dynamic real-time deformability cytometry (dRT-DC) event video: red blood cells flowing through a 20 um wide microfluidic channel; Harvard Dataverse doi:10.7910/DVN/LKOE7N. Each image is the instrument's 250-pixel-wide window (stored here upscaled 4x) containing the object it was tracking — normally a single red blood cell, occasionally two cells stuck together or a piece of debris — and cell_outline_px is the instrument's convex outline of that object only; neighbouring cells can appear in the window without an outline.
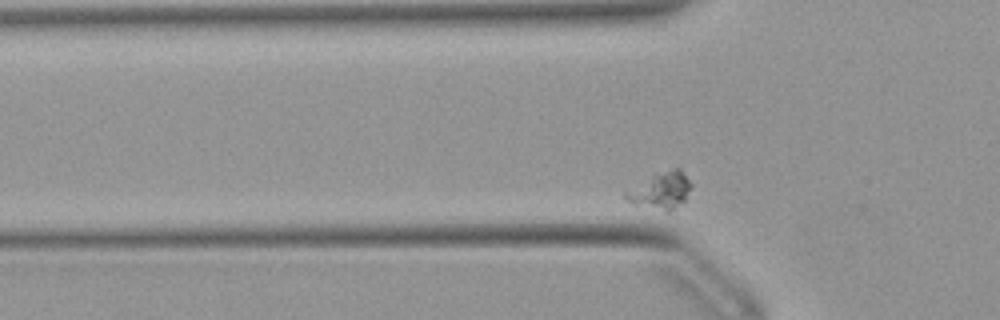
{"species": "Egyptian fruit bat (a non-hibernating species)", "species_latin": "Rousettus aegyptiacus", "temperature_condition": "warm", "stored_images_in_passage": 19, "camera_frame_rate_fps": 3000, "um_per_image_px": 0.085, "animal": {"sex": "female"}, "frame": {"image": 1, "passage_image": 5, "time_ms": 1.333, "image_size_px": [1000, 320], "cell_outline_px": [[692, 188], [684, 200], [668, 212], [632, 204], [624, 200], [624, 192], [652, 176], [672, 168], [680, 168], [692, 184]], "centroid_in_image_um": [56.16, 16.21], "position_along_channel_um": 69.6, "area_um2": 13.76}}
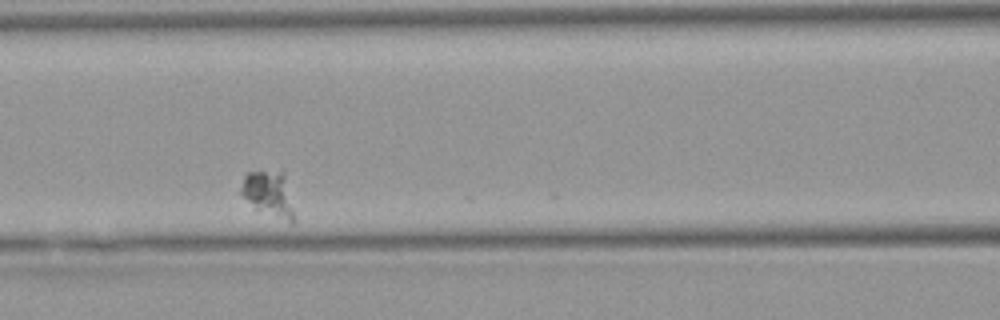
{"frame": {"image": 2, "passage_image": 12, "time_ms": 3.667, "image_size_px": [1000, 320], "cell_outline_px": [[292, 224], [288, 224], [256, 208], [240, 192], [240, 188], [244, 172], [284, 172], [292, 212]], "centroid_in_image_um": [22.8, 16.48], "position_along_channel_um": 143.8, "area_um2": 13.53}}
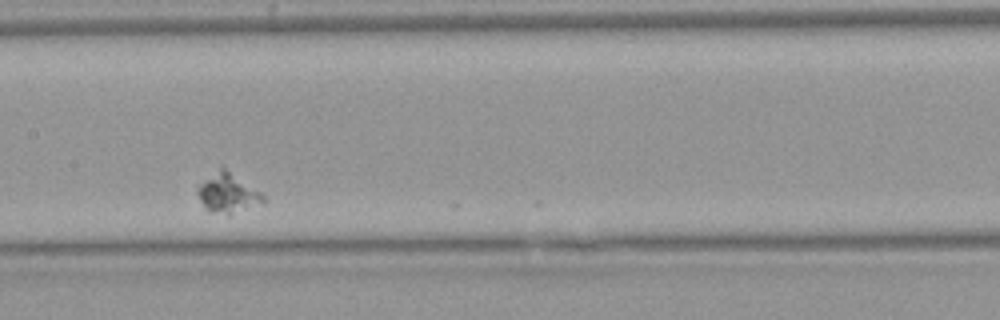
{"frame": {"image": 3, "passage_image": 16, "time_ms": 5.0, "image_size_px": [1000, 320], "cell_outline_px": [[264, 204], [228, 212], [212, 212], [204, 208], [196, 192], [196, 188], [204, 180], [224, 164], [260, 192], [264, 196]], "centroid_in_image_um": [19.35, 16.33], "position_along_channel_um": 188.0, "area_um2": 14.91}}